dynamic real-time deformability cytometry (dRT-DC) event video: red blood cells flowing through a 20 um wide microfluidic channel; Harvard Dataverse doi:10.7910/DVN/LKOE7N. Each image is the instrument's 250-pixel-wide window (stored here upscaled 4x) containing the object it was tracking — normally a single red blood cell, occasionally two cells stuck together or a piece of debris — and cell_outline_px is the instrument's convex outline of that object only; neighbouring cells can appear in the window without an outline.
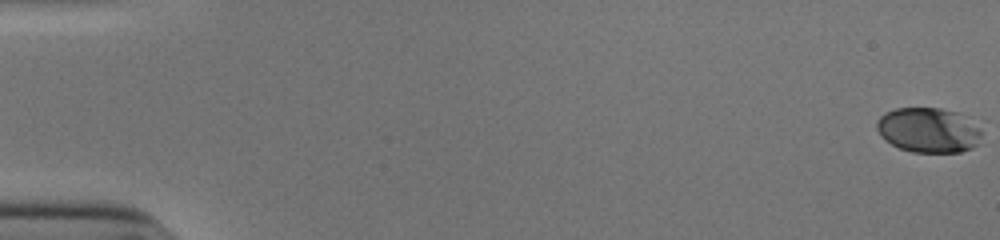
{"species": "human", "species_latin": "Homo sapiens", "temperature_condition": "cold", "stored_images_in_passage": 54, "camera_frame_rate_fps": 3000, "um_per_image_px": 0.085, "donor": {"sex": "male"}, "frame": {"image": 1, "passage_image": 1, "time_ms": 0.0, "image_size_px": [1000, 240], "cell_outline_px": [[980, 136], [976, 144], [972, 148], [960, 152], [912, 152], [900, 148], [892, 144], [876, 128], [876, 120], [884, 112], [896, 108], [940, 108], [960, 112], [980, 128]], "centroid_in_image_um": [78.92, 11.04], "position_along_channel_um": 6.1, "area_um2": 27.34}}
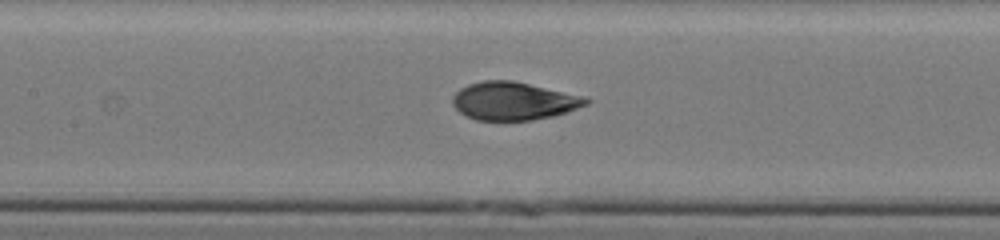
{"frame": {"image": 2, "passage_image": 27, "time_ms": 8.667, "image_size_px": [1000, 240], "cell_outline_px": [[592, 100], [588, 104], [552, 116], [532, 120], [476, 120], [460, 112], [452, 104], [452, 96], [460, 88], [468, 84], [484, 80], [512, 80], [580, 96]], "centroid_in_image_um": [43.6, 8.58], "position_along_channel_um": 163.8, "area_um2": 29.13}}
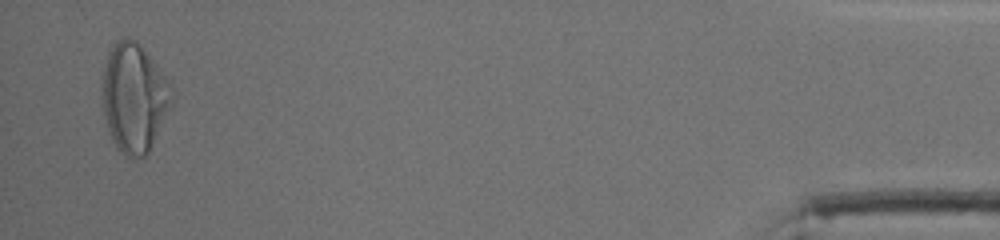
{"frame": {"image": 3, "passage_image": 53, "time_ms": 17.333, "image_size_px": [1000, 240], "cell_outline_px": [[172, 104], [148, 152], [144, 156], [124, 156], [116, 148], [112, 140], [108, 128], [104, 112], [104, 68], [108, 52], [116, 40], [124, 36], [128, 36], [136, 40], [140, 44], [156, 64], [168, 80], [172, 88]], "centroid_in_image_um": [11.41, 8.27], "position_along_channel_um": 423.8, "area_um2": 43.52}, "authors_computed_cell_mechanics": {"area_um2": 29.2468, "velocity_mm_per_s": 3.9031, "shape_relaxation_time_tau1_ms": 5.5793, "shape_relaxation_time_tau2_ms": 0.6932, "deformation_change_tau1": 0.217, "deformation_change_tau2": 0.0517}}